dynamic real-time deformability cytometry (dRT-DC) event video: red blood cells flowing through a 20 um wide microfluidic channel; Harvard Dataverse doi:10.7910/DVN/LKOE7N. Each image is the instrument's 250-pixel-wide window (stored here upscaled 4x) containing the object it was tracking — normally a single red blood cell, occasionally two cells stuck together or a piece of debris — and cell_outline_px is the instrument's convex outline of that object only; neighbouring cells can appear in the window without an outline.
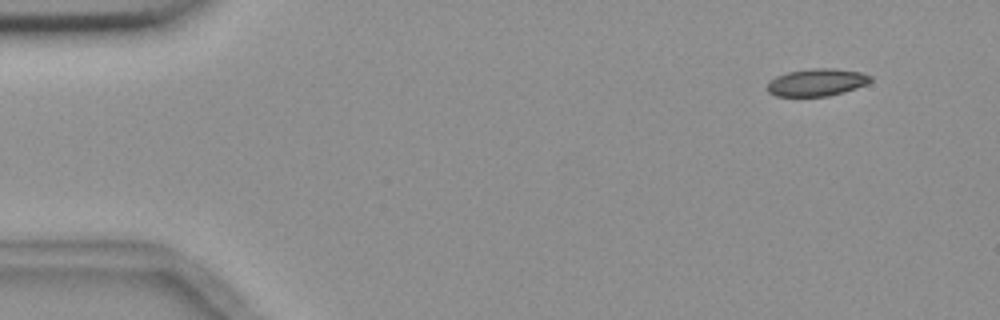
{"species": "common noctule bat (a hibernating species)", "species_latin": "Nyctalus noctula", "temperature_condition": "room temperature", "stored_images_in_passage": 2, "camera_frame_rate_fps": 3000, "um_per_image_px": 0.085, "animal": {"sex": "female", "body_mass_g": 18.4}, "frame": {"image": 1, "passage_image": 2, "time_ms": 1.333, "image_size_px": [1000, 320], "cell_outline_px": [[872, 80], [868, 84], [856, 88], [828, 96], [776, 96], [768, 92], [768, 84], [776, 76], [788, 72], [812, 68], [832, 68], [860, 72], [872, 76]], "centroid_in_image_um": [69.45, 7.0], "position_along_channel_um": 15.5, "area_um2": 16.36}}